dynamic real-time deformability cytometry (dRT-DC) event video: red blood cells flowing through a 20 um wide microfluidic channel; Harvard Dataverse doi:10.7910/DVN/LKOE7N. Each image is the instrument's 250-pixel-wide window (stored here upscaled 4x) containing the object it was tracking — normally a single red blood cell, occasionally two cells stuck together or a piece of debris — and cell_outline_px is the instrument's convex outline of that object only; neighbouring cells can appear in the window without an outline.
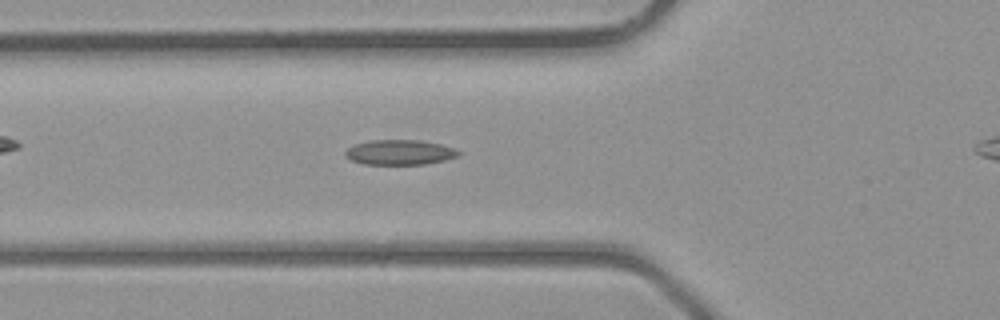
{"species": "common noctule bat (a hibernating species)", "species_latin": "Nyctalus noctula", "temperature_condition": "room temperature", "stored_images_in_passage": 25, "camera_frame_rate_fps": 3000, "um_per_image_px": 0.085, "animal": {"sex": "male", "body_mass_g": 23.1, "forearm_length_mm": 52.7}, "frame": {"image": 1, "passage_image": 3, "time_ms": 0.667, "image_size_px": [1000, 320], "cell_outline_px": [[460, 156], [444, 160], [424, 164], [364, 164], [348, 160], [344, 156], [344, 152], [348, 148], [356, 144], [372, 140], [420, 140], [440, 144], [456, 148], [460, 152]], "centroid_in_image_um": [33.97, 12.95], "position_along_channel_um": 91.8, "area_um2": 16.59}}
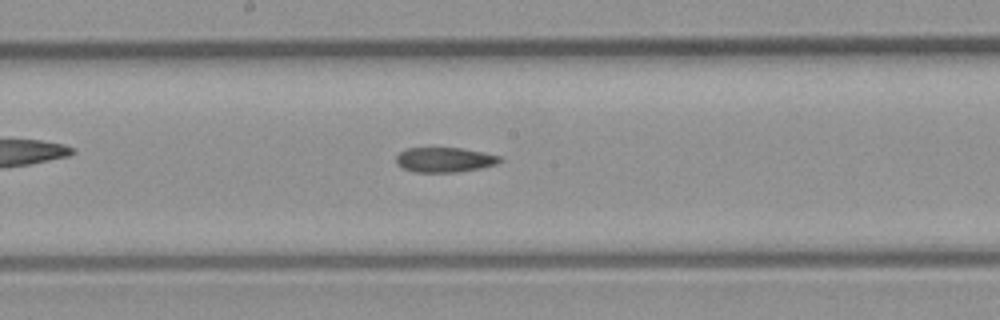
{"frame": {"image": 2, "passage_image": 10, "time_ms": 3.0, "image_size_px": [1000, 320], "cell_outline_px": [[504, 160], [496, 164], [480, 168], [456, 172], [416, 172], [404, 168], [396, 164], [396, 156], [400, 152], [408, 148], [460, 148], [484, 152], [500, 156]], "centroid_in_image_um": [37.81, 13.58], "position_along_channel_um": 210.4, "area_um2": 14.97}}
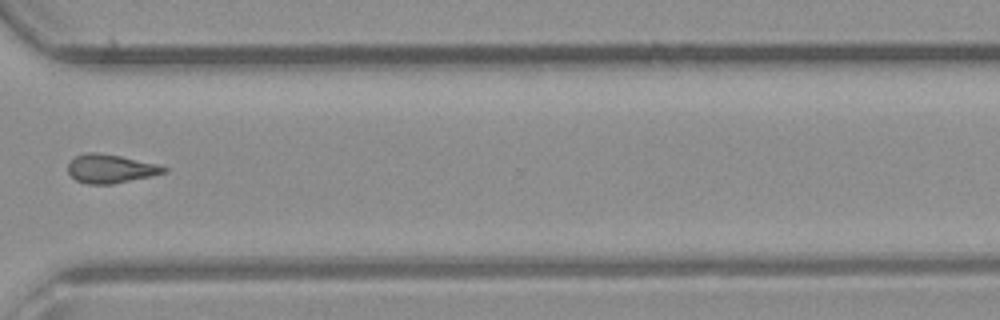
{"frame": {"image": 3, "passage_image": 19, "time_ms": 6.0, "image_size_px": [1000, 320], "cell_outline_px": [[168, 172], [152, 176], [112, 184], [88, 184], [76, 180], [68, 172], [68, 164], [76, 156], [84, 152], [96, 152], [120, 156], [156, 164], [168, 168]], "centroid_in_image_um": [9.4, 14.34], "position_along_channel_um": 361.2, "area_um2": 15.95}}